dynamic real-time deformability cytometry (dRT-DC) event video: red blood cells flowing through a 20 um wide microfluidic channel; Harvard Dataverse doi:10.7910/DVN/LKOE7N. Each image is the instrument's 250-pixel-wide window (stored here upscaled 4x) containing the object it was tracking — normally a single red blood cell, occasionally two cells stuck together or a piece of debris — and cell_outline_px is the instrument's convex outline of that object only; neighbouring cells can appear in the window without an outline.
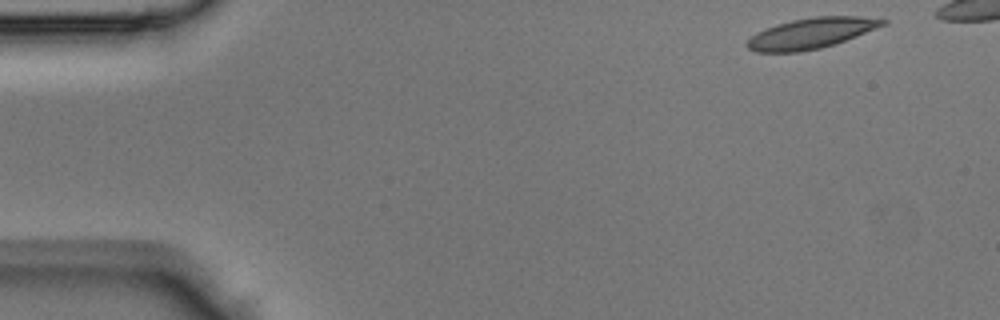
{"species": "Egyptian fruit bat (a non-hibernating species)", "species_latin": "Rousettus aegyptiacus", "temperature_condition": "room temperature", "stored_images_in_passage": 37, "camera_frame_rate_fps": 3000, "um_per_image_px": 0.085, "animal": {"sex": "male"}, "frame": {"image": 1, "passage_image": 1, "time_ms": 0.0, "image_size_px": [1000, 320], "cell_outline_px": [[888, 24], [856, 36], [820, 48], [800, 52], [756, 52], [748, 48], [744, 44], [756, 32], [764, 28], [776, 24], [792, 20], [812, 16], [860, 16], [888, 20]], "centroid_in_image_um": [68.93, 2.82], "position_along_channel_um": 16.1, "area_um2": 24.22}}
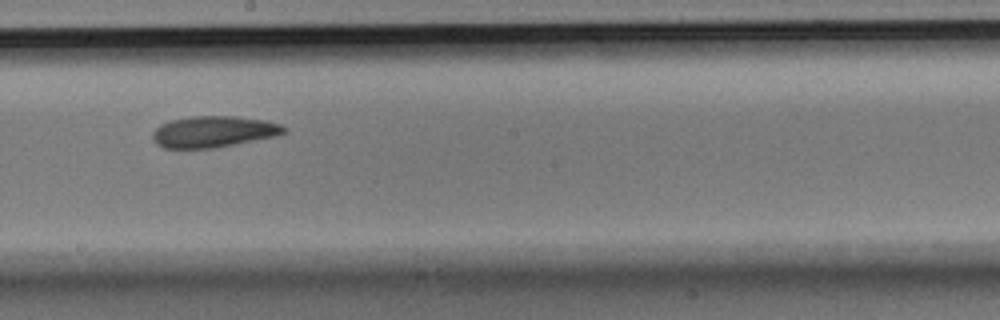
{"frame": {"image": 2, "passage_image": 22, "time_ms": 7.0, "image_size_px": [1000, 320], "cell_outline_px": [[288, 128], [280, 136], [216, 148], [164, 148], [156, 144], [152, 140], [152, 132], [160, 124], [172, 120], [192, 116], [236, 116], [268, 120], [280, 124]], "centroid_in_image_um": [18.19, 11.2], "position_along_channel_um": 230.0, "area_um2": 24.39}}
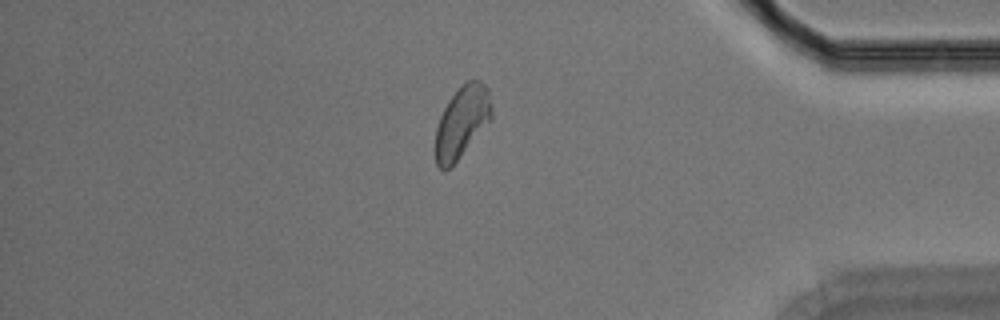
{"frame": {"image": 3, "passage_image": 35, "time_ms": 11.333, "image_size_px": [1000, 320], "cell_outline_px": [[492, 120], [452, 168], [440, 168], [436, 164], [436, 128], [440, 116], [448, 100], [468, 80], [480, 80], [488, 88], [492, 104]], "centroid_in_image_um": [39.3, 10.39], "position_along_channel_um": 395.9, "area_um2": 23.64}}